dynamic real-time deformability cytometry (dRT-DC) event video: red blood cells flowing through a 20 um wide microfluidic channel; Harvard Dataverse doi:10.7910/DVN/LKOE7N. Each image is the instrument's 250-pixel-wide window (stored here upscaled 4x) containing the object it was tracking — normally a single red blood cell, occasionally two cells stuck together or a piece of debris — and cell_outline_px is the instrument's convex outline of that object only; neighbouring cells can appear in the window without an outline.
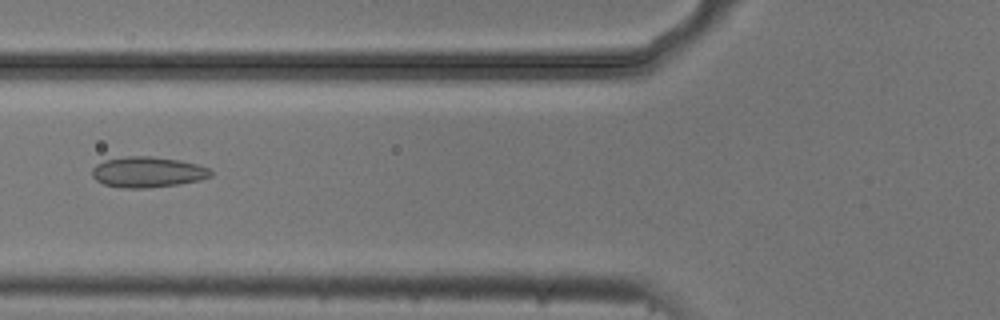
{"species": "common noctule bat (a hibernating species)", "species_latin": "Nyctalus noctula", "temperature_condition": "cold", "stored_images_in_passage": 6, "camera_frame_rate_fps": 3000, "um_per_image_px": 0.085, "animal": {"sex": "male", "body_mass_g": 20.5, "forearm_length_mm": 52.5}, "frame": {"image": 1, "passage_image": 6, "time_ms": 1.667, "image_size_px": [1000, 320], "cell_outline_px": [[212, 176], [200, 180], [180, 184], [144, 188], [124, 188], [104, 184], [96, 180], [92, 176], [92, 168], [96, 164], [104, 160], [124, 156], [148, 156], [180, 160], [196, 164], [208, 168], [212, 172]], "centroid_in_image_um": [12.53, 14.62], "position_along_channel_um": 113.3, "area_um2": 21.21}}